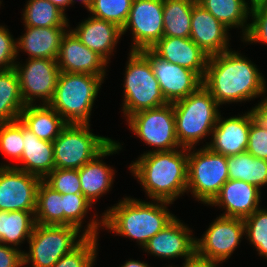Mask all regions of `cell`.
Listing matches in <instances>:
<instances>
[{"mask_svg": "<svg viewBox=\"0 0 267 267\" xmlns=\"http://www.w3.org/2000/svg\"><path fill=\"white\" fill-rule=\"evenodd\" d=\"M129 130L152 147L149 152L170 151L181 148L175 128L173 104L167 103L157 108L143 110L126 119Z\"/></svg>", "mask_w": 267, "mask_h": 267, "instance_id": "10", "label": "cell"}, {"mask_svg": "<svg viewBox=\"0 0 267 267\" xmlns=\"http://www.w3.org/2000/svg\"><path fill=\"white\" fill-rule=\"evenodd\" d=\"M70 29L85 46L100 55L108 64L123 36L122 29L118 25L92 15Z\"/></svg>", "mask_w": 267, "mask_h": 267, "instance_id": "22", "label": "cell"}, {"mask_svg": "<svg viewBox=\"0 0 267 267\" xmlns=\"http://www.w3.org/2000/svg\"><path fill=\"white\" fill-rule=\"evenodd\" d=\"M188 149L141 154L129 165L130 173L140 183L150 200L174 204L187 194Z\"/></svg>", "mask_w": 267, "mask_h": 267, "instance_id": "2", "label": "cell"}, {"mask_svg": "<svg viewBox=\"0 0 267 267\" xmlns=\"http://www.w3.org/2000/svg\"><path fill=\"white\" fill-rule=\"evenodd\" d=\"M229 29L197 1L191 14L189 38L209 56L230 50Z\"/></svg>", "mask_w": 267, "mask_h": 267, "instance_id": "20", "label": "cell"}, {"mask_svg": "<svg viewBox=\"0 0 267 267\" xmlns=\"http://www.w3.org/2000/svg\"><path fill=\"white\" fill-rule=\"evenodd\" d=\"M250 25L247 35L241 40L243 43L267 44V0L252 2ZM252 19V20H251Z\"/></svg>", "mask_w": 267, "mask_h": 267, "instance_id": "39", "label": "cell"}, {"mask_svg": "<svg viewBox=\"0 0 267 267\" xmlns=\"http://www.w3.org/2000/svg\"><path fill=\"white\" fill-rule=\"evenodd\" d=\"M5 25H0V70L14 68L17 57L16 38Z\"/></svg>", "mask_w": 267, "mask_h": 267, "instance_id": "42", "label": "cell"}, {"mask_svg": "<svg viewBox=\"0 0 267 267\" xmlns=\"http://www.w3.org/2000/svg\"><path fill=\"white\" fill-rule=\"evenodd\" d=\"M122 145L119 141L113 140L95 158L78 169L82 194L92 206L112 189L116 170L103 160L107 156L118 154L122 150Z\"/></svg>", "mask_w": 267, "mask_h": 267, "instance_id": "19", "label": "cell"}, {"mask_svg": "<svg viewBox=\"0 0 267 267\" xmlns=\"http://www.w3.org/2000/svg\"><path fill=\"white\" fill-rule=\"evenodd\" d=\"M23 145L21 159L16 165L2 162L0 166L15 167L43 180L55 168L53 142L39 139L23 124Z\"/></svg>", "mask_w": 267, "mask_h": 267, "instance_id": "24", "label": "cell"}, {"mask_svg": "<svg viewBox=\"0 0 267 267\" xmlns=\"http://www.w3.org/2000/svg\"><path fill=\"white\" fill-rule=\"evenodd\" d=\"M141 52L150 61L167 103L173 104L188 97L202 85V79L194 71L160 58L151 49Z\"/></svg>", "mask_w": 267, "mask_h": 267, "instance_id": "15", "label": "cell"}, {"mask_svg": "<svg viewBox=\"0 0 267 267\" xmlns=\"http://www.w3.org/2000/svg\"><path fill=\"white\" fill-rule=\"evenodd\" d=\"M43 181L61 194H82L78 169L54 168Z\"/></svg>", "mask_w": 267, "mask_h": 267, "instance_id": "40", "label": "cell"}, {"mask_svg": "<svg viewBox=\"0 0 267 267\" xmlns=\"http://www.w3.org/2000/svg\"><path fill=\"white\" fill-rule=\"evenodd\" d=\"M254 118L251 109L243 115H234L229 118H224L220 113L217 124L209 137L211 141L205 142L206 145L203 144V146L226 157L246 152L250 125Z\"/></svg>", "mask_w": 267, "mask_h": 267, "instance_id": "17", "label": "cell"}, {"mask_svg": "<svg viewBox=\"0 0 267 267\" xmlns=\"http://www.w3.org/2000/svg\"><path fill=\"white\" fill-rule=\"evenodd\" d=\"M230 180H242L261 190L267 185V160L243 152L227 157Z\"/></svg>", "mask_w": 267, "mask_h": 267, "instance_id": "30", "label": "cell"}, {"mask_svg": "<svg viewBox=\"0 0 267 267\" xmlns=\"http://www.w3.org/2000/svg\"><path fill=\"white\" fill-rule=\"evenodd\" d=\"M197 0H163V37L188 38L191 14Z\"/></svg>", "mask_w": 267, "mask_h": 267, "instance_id": "32", "label": "cell"}, {"mask_svg": "<svg viewBox=\"0 0 267 267\" xmlns=\"http://www.w3.org/2000/svg\"><path fill=\"white\" fill-rule=\"evenodd\" d=\"M262 191L242 180H228L208 206L225 210L221 216L245 219L260 206Z\"/></svg>", "mask_w": 267, "mask_h": 267, "instance_id": "21", "label": "cell"}, {"mask_svg": "<svg viewBox=\"0 0 267 267\" xmlns=\"http://www.w3.org/2000/svg\"><path fill=\"white\" fill-rule=\"evenodd\" d=\"M47 1L57 6L64 13L67 7H70V0H47Z\"/></svg>", "mask_w": 267, "mask_h": 267, "instance_id": "47", "label": "cell"}, {"mask_svg": "<svg viewBox=\"0 0 267 267\" xmlns=\"http://www.w3.org/2000/svg\"><path fill=\"white\" fill-rule=\"evenodd\" d=\"M25 106L15 68L0 70V123L18 120Z\"/></svg>", "mask_w": 267, "mask_h": 267, "instance_id": "31", "label": "cell"}, {"mask_svg": "<svg viewBox=\"0 0 267 267\" xmlns=\"http://www.w3.org/2000/svg\"><path fill=\"white\" fill-rule=\"evenodd\" d=\"M24 6V27H70L66 13L47 0H28Z\"/></svg>", "mask_w": 267, "mask_h": 267, "instance_id": "33", "label": "cell"}, {"mask_svg": "<svg viewBox=\"0 0 267 267\" xmlns=\"http://www.w3.org/2000/svg\"><path fill=\"white\" fill-rule=\"evenodd\" d=\"M151 50L157 56L170 63L194 71L203 80L209 55L189 37H163Z\"/></svg>", "mask_w": 267, "mask_h": 267, "instance_id": "23", "label": "cell"}, {"mask_svg": "<svg viewBox=\"0 0 267 267\" xmlns=\"http://www.w3.org/2000/svg\"><path fill=\"white\" fill-rule=\"evenodd\" d=\"M86 237L75 226L36 224L27 241L29 251H23V265L53 267L63 255L70 253Z\"/></svg>", "mask_w": 267, "mask_h": 267, "instance_id": "8", "label": "cell"}, {"mask_svg": "<svg viewBox=\"0 0 267 267\" xmlns=\"http://www.w3.org/2000/svg\"><path fill=\"white\" fill-rule=\"evenodd\" d=\"M163 0H133L122 35L131 31L130 51L151 49L163 38Z\"/></svg>", "mask_w": 267, "mask_h": 267, "instance_id": "13", "label": "cell"}, {"mask_svg": "<svg viewBox=\"0 0 267 267\" xmlns=\"http://www.w3.org/2000/svg\"><path fill=\"white\" fill-rule=\"evenodd\" d=\"M245 239L256 249L260 257L267 260V208L259 207L244 219Z\"/></svg>", "mask_w": 267, "mask_h": 267, "instance_id": "35", "label": "cell"}, {"mask_svg": "<svg viewBox=\"0 0 267 267\" xmlns=\"http://www.w3.org/2000/svg\"><path fill=\"white\" fill-rule=\"evenodd\" d=\"M20 121L39 139L53 142L68 124L48 104L26 105Z\"/></svg>", "mask_w": 267, "mask_h": 267, "instance_id": "26", "label": "cell"}, {"mask_svg": "<svg viewBox=\"0 0 267 267\" xmlns=\"http://www.w3.org/2000/svg\"><path fill=\"white\" fill-rule=\"evenodd\" d=\"M218 108L220 105L203 85L173 103L176 136L182 148H195L206 141L217 124L221 113Z\"/></svg>", "mask_w": 267, "mask_h": 267, "instance_id": "4", "label": "cell"}, {"mask_svg": "<svg viewBox=\"0 0 267 267\" xmlns=\"http://www.w3.org/2000/svg\"><path fill=\"white\" fill-rule=\"evenodd\" d=\"M20 93L25 105L48 104L53 98L60 73L57 61L45 58H27L25 63L16 61ZM41 100V101H40Z\"/></svg>", "mask_w": 267, "mask_h": 267, "instance_id": "11", "label": "cell"}, {"mask_svg": "<svg viewBox=\"0 0 267 267\" xmlns=\"http://www.w3.org/2000/svg\"><path fill=\"white\" fill-rule=\"evenodd\" d=\"M197 2L228 29H241L240 40L247 35L252 5L250 0H197Z\"/></svg>", "mask_w": 267, "mask_h": 267, "instance_id": "27", "label": "cell"}, {"mask_svg": "<svg viewBox=\"0 0 267 267\" xmlns=\"http://www.w3.org/2000/svg\"><path fill=\"white\" fill-rule=\"evenodd\" d=\"M91 124H67L53 141L57 169H80L95 158L112 141L108 136L92 133Z\"/></svg>", "mask_w": 267, "mask_h": 267, "instance_id": "9", "label": "cell"}, {"mask_svg": "<svg viewBox=\"0 0 267 267\" xmlns=\"http://www.w3.org/2000/svg\"><path fill=\"white\" fill-rule=\"evenodd\" d=\"M125 66L122 114L134 113L167 104L152 65L141 51H130Z\"/></svg>", "mask_w": 267, "mask_h": 267, "instance_id": "6", "label": "cell"}, {"mask_svg": "<svg viewBox=\"0 0 267 267\" xmlns=\"http://www.w3.org/2000/svg\"><path fill=\"white\" fill-rule=\"evenodd\" d=\"M23 123L20 119L0 123V152L19 162L23 152Z\"/></svg>", "mask_w": 267, "mask_h": 267, "instance_id": "38", "label": "cell"}, {"mask_svg": "<svg viewBox=\"0 0 267 267\" xmlns=\"http://www.w3.org/2000/svg\"><path fill=\"white\" fill-rule=\"evenodd\" d=\"M133 0H93L88 12L96 18L112 22L121 29L125 25Z\"/></svg>", "mask_w": 267, "mask_h": 267, "instance_id": "36", "label": "cell"}, {"mask_svg": "<svg viewBox=\"0 0 267 267\" xmlns=\"http://www.w3.org/2000/svg\"><path fill=\"white\" fill-rule=\"evenodd\" d=\"M257 65L232 48L209 56L202 85L219 105L245 102L265 95L266 79Z\"/></svg>", "mask_w": 267, "mask_h": 267, "instance_id": "1", "label": "cell"}, {"mask_svg": "<svg viewBox=\"0 0 267 267\" xmlns=\"http://www.w3.org/2000/svg\"><path fill=\"white\" fill-rule=\"evenodd\" d=\"M246 152L267 160V128L255 118L251 121Z\"/></svg>", "mask_w": 267, "mask_h": 267, "instance_id": "41", "label": "cell"}, {"mask_svg": "<svg viewBox=\"0 0 267 267\" xmlns=\"http://www.w3.org/2000/svg\"><path fill=\"white\" fill-rule=\"evenodd\" d=\"M70 27H25V33L16 38L17 56L20 51L28 58L54 59L58 57L61 40Z\"/></svg>", "mask_w": 267, "mask_h": 267, "instance_id": "25", "label": "cell"}, {"mask_svg": "<svg viewBox=\"0 0 267 267\" xmlns=\"http://www.w3.org/2000/svg\"><path fill=\"white\" fill-rule=\"evenodd\" d=\"M172 204L125 196L102 213V229L116 236L136 240L143 249L152 237L176 218L168 209Z\"/></svg>", "mask_w": 267, "mask_h": 267, "instance_id": "3", "label": "cell"}, {"mask_svg": "<svg viewBox=\"0 0 267 267\" xmlns=\"http://www.w3.org/2000/svg\"><path fill=\"white\" fill-rule=\"evenodd\" d=\"M63 200V225L77 227L86 236H98L102 228V215L94 214L84 227L85 218L92 205L83 194H62ZM84 220V221H83ZM84 227V228H82ZM83 229V230H81Z\"/></svg>", "mask_w": 267, "mask_h": 267, "instance_id": "29", "label": "cell"}, {"mask_svg": "<svg viewBox=\"0 0 267 267\" xmlns=\"http://www.w3.org/2000/svg\"><path fill=\"white\" fill-rule=\"evenodd\" d=\"M35 221L41 225H63L62 194L53 190L43 180L37 189Z\"/></svg>", "mask_w": 267, "mask_h": 267, "instance_id": "34", "label": "cell"}, {"mask_svg": "<svg viewBox=\"0 0 267 267\" xmlns=\"http://www.w3.org/2000/svg\"><path fill=\"white\" fill-rule=\"evenodd\" d=\"M61 72L107 76L108 63L85 46L69 28L64 34L56 59Z\"/></svg>", "mask_w": 267, "mask_h": 267, "instance_id": "18", "label": "cell"}, {"mask_svg": "<svg viewBox=\"0 0 267 267\" xmlns=\"http://www.w3.org/2000/svg\"><path fill=\"white\" fill-rule=\"evenodd\" d=\"M103 83L100 76L60 71L48 105L68 124H90L91 111Z\"/></svg>", "mask_w": 267, "mask_h": 267, "instance_id": "5", "label": "cell"}, {"mask_svg": "<svg viewBox=\"0 0 267 267\" xmlns=\"http://www.w3.org/2000/svg\"><path fill=\"white\" fill-rule=\"evenodd\" d=\"M175 218L164 229L152 237L143 251L160 259L183 258L184 262L196 254V241L191 228Z\"/></svg>", "mask_w": 267, "mask_h": 267, "instance_id": "16", "label": "cell"}, {"mask_svg": "<svg viewBox=\"0 0 267 267\" xmlns=\"http://www.w3.org/2000/svg\"><path fill=\"white\" fill-rule=\"evenodd\" d=\"M121 265L122 266L120 267H150L148 263L134 259L126 260V262H124V264Z\"/></svg>", "mask_w": 267, "mask_h": 267, "instance_id": "46", "label": "cell"}, {"mask_svg": "<svg viewBox=\"0 0 267 267\" xmlns=\"http://www.w3.org/2000/svg\"><path fill=\"white\" fill-rule=\"evenodd\" d=\"M244 235V219L219 215L210 223L202 237L195 238L196 255L225 262L238 248Z\"/></svg>", "mask_w": 267, "mask_h": 267, "instance_id": "12", "label": "cell"}, {"mask_svg": "<svg viewBox=\"0 0 267 267\" xmlns=\"http://www.w3.org/2000/svg\"><path fill=\"white\" fill-rule=\"evenodd\" d=\"M0 267H24L23 250L0 242Z\"/></svg>", "mask_w": 267, "mask_h": 267, "instance_id": "43", "label": "cell"}, {"mask_svg": "<svg viewBox=\"0 0 267 267\" xmlns=\"http://www.w3.org/2000/svg\"><path fill=\"white\" fill-rule=\"evenodd\" d=\"M222 263L223 262L205 259L195 254L191 259L187 260L186 262H183L182 263L183 266L180 267H219V265ZM166 267H177V266L175 265L171 266L169 264Z\"/></svg>", "mask_w": 267, "mask_h": 267, "instance_id": "44", "label": "cell"}, {"mask_svg": "<svg viewBox=\"0 0 267 267\" xmlns=\"http://www.w3.org/2000/svg\"><path fill=\"white\" fill-rule=\"evenodd\" d=\"M42 179L15 167L0 166V211L35 212Z\"/></svg>", "mask_w": 267, "mask_h": 267, "instance_id": "14", "label": "cell"}, {"mask_svg": "<svg viewBox=\"0 0 267 267\" xmlns=\"http://www.w3.org/2000/svg\"><path fill=\"white\" fill-rule=\"evenodd\" d=\"M267 91L264 98H261V101H258V104L255 107H252L251 110L255 116V119L259 121L264 127L267 128Z\"/></svg>", "mask_w": 267, "mask_h": 267, "instance_id": "45", "label": "cell"}, {"mask_svg": "<svg viewBox=\"0 0 267 267\" xmlns=\"http://www.w3.org/2000/svg\"><path fill=\"white\" fill-rule=\"evenodd\" d=\"M228 180L226 156L206 146L188 148L187 193L195 200L209 205Z\"/></svg>", "mask_w": 267, "mask_h": 267, "instance_id": "7", "label": "cell"}, {"mask_svg": "<svg viewBox=\"0 0 267 267\" xmlns=\"http://www.w3.org/2000/svg\"><path fill=\"white\" fill-rule=\"evenodd\" d=\"M76 0H70V6L74 5V3L78 2V0L75 2ZM81 2L82 5H84V7L87 9V11L90 9L92 1L93 0H79Z\"/></svg>", "mask_w": 267, "mask_h": 267, "instance_id": "48", "label": "cell"}, {"mask_svg": "<svg viewBox=\"0 0 267 267\" xmlns=\"http://www.w3.org/2000/svg\"><path fill=\"white\" fill-rule=\"evenodd\" d=\"M99 236H87L70 253L63 255L53 267H94L98 255Z\"/></svg>", "mask_w": 267, "mask_h": 267, "instance_id": "37", "label": "cell"}, {"mask_svg": "<svg viewBox=\"0 0 267 267\" xmlns=\"http://www.w3.org/2000/svg\"><path fill=\"white\" fill-rule=\"evenodd\" d=\"M36 225L35 212L0 211V242L19 250Z\"/></svg>", "mask_w": 267, "mask_h": 267, "instance_id": "28", "label": "cell"}]
</instances>
